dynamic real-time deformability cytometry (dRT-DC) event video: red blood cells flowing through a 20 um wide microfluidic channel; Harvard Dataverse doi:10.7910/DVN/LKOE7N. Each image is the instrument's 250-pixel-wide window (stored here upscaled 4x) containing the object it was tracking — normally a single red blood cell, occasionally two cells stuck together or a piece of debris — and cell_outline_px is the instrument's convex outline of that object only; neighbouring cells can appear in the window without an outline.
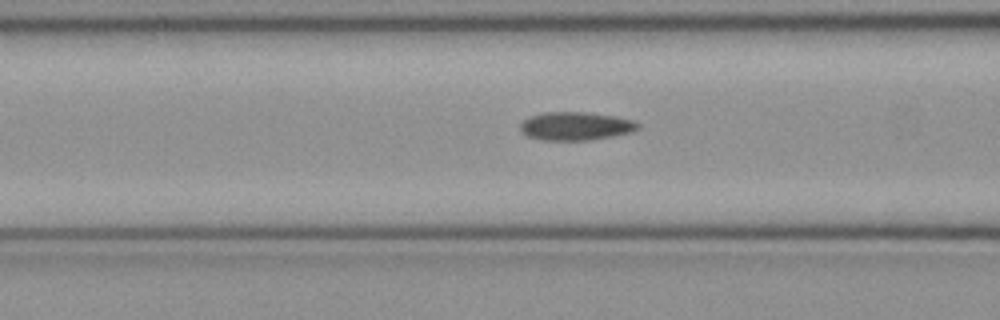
{"species": "common noctule bat (a hibernating species)", "species_latin": "Nyctalus noctula", "temperature_condition": "cold", "stored_images_in_passage": 51, "camera_frame_rate_fps": 3000, "um_per_image_px": 0.085, "animal": {"sex": "female", "body_mass_g": 21.9}, "frame": {"image": 1, "passage_image": 20, "time_ms": 6.333, "image_size_px": [1000, 320], "cell_outline_px": [[640, 128], [632, 132], [592, 140], [544, 140], [528, 136], [520, 132], [520, 124], [528, 116], [544, 112], [588, 112], [616, 116], [636, 120], [640, 124]], "centroid_in_image_um": [48.96, 10.71], "position_along_channel_um": 117.6, "area_um2": 19.71}}
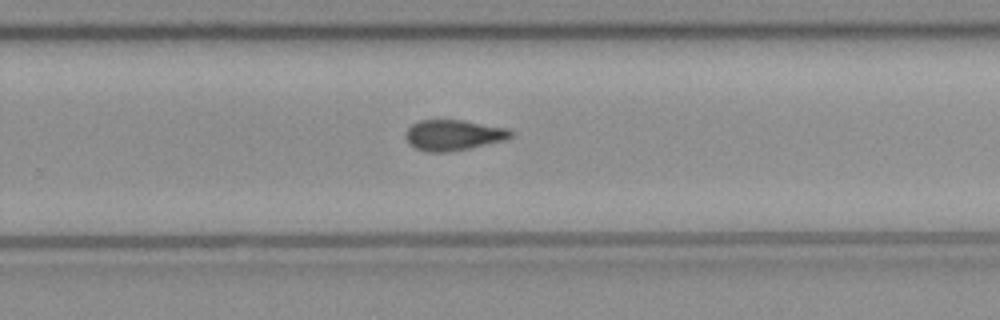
{"frame": {"image": 2, "passage_image": 33, "time_ms": 10.667, "image_size_px": [1000, 320], "cell_outline_px": [[512, 136], [504, 140], [468, 148], [448, 152], [428, 152], [416, 148], [408, 144], [404, 136], [408, 128], [412, 124], [420, 120], [464, 120], [508, 128], [512, 132]], "centroid_in_image_um": [38.5, 11.48], "position_along_channel_um": 291.3, "area_um2": 18.73}}
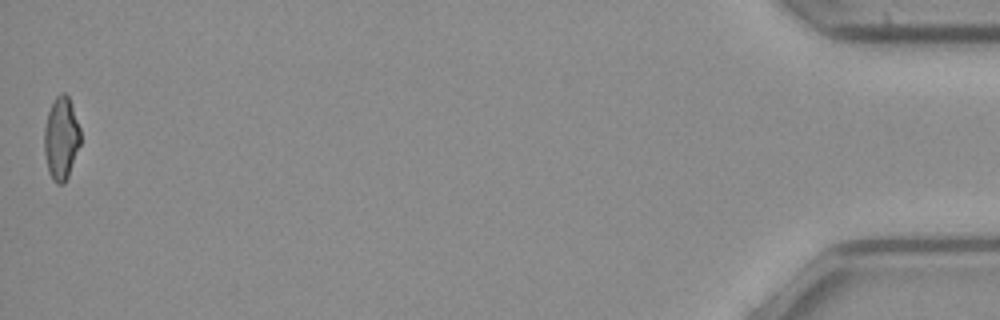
{"frame": {"image": 3, "passage_image": 51, "time_ms": 16.667, "image_size_px": [1000, 320], "cell_outline_px": [[80, 144], [68, 176], [64, 184], [56, 184], [52, 180], [48, 172], [44, 152], [44, 128], [48, 112], [56, 96], [60, 92], [64, 92], [68, 96], [80, 128]], "centroid_in_image_um": [5.18, 11.78], "position_along_channel_um": 430.0, "area_um2": 17.46}, "authors_computed_cell_mechanics": {"area_um2": 19.0162, "velocity_mm_per_s": 4.0025, "shape_relaxation_time_tau1_ms": null, "shape_relaxation_time_tau2_ms": 3.9728, "deformation_change_tau1": null, "deformation_change_tau2": 0.0961}}